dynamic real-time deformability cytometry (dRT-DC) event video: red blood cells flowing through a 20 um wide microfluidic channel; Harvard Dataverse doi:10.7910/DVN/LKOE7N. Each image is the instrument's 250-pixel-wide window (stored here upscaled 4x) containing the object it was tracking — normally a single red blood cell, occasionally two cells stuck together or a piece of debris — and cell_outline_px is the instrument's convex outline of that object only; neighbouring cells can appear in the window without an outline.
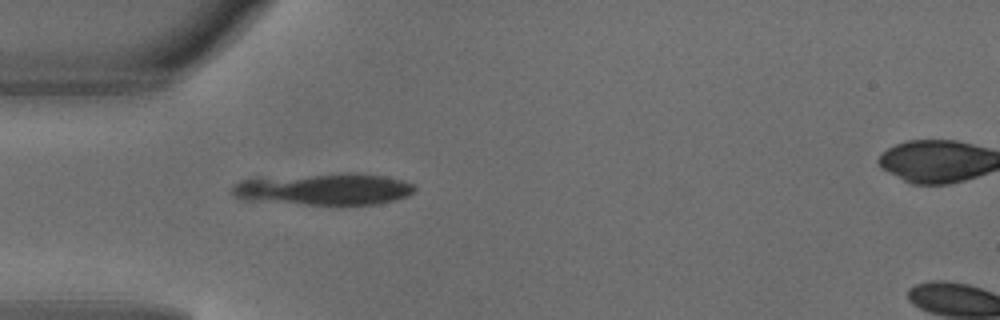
{"species": "common noctule bat (a hibernating species)", "species_latin": "Nyctalus noctula", "temperature_condition": "warm", "stored_images_in_passage": 2, "camera_frame_rate_fps": 3000, "um_per_image_px": 0.085, "animal": {"sex": "male", "body_mass_g": 18.8}, "frame": {"image": 1, "passage_image": 1, "time_ms": 0.0, "image_size_px": [1000, 320], "cell_outline_px": [[416, 192], [408, 196], [376, 204], [304, 204], [244, 200], [232, 196], [232, 184], [240, 180], [344, 172], [356, 172], [384, 176], [416, 184]], "centroid_in_image_um": [27.57, 16.07], "position_along_channel_um": 57.4, "area_um2": 33.81}}